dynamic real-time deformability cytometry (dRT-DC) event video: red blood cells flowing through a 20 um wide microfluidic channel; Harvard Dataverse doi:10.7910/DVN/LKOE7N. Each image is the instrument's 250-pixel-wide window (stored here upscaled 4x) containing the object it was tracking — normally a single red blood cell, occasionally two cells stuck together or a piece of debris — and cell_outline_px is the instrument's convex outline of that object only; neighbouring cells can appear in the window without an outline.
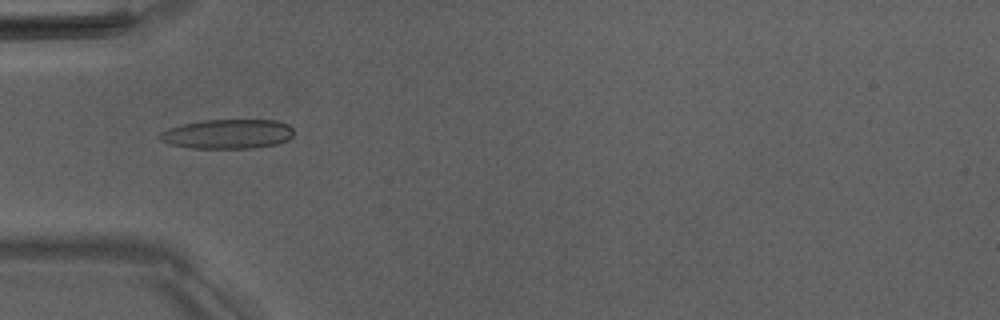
{"species": "Egyptian fruit bat (a non-hibernating species)", "species_latin": "Rousettus aegyptiacus", "temperature_condition": "room temperature", "stored_images_in_passage": 52, "camera_frame_rate_fps": 3000, "um_per_image_px": 0.085, "animal": {"sex": "male"}, "frame": {"image": 1, "passage_image": 17, "time_ms": 5.333, "image_size_px": [1000, 320], "cell_outline_px": [[292, 136], [288, 140], [276, 144], [252, 148], [192, 148], [168, 144], [160, 140], [156, 136], [160, 132], [168, 128], [184, 124], [204, 120], [276, 120], [288, 124], [292, 128]], "centroid_in_image_um": [19.32, 11.39], "position_along_channel_um": 65.7, "area_um2": 23.06}}
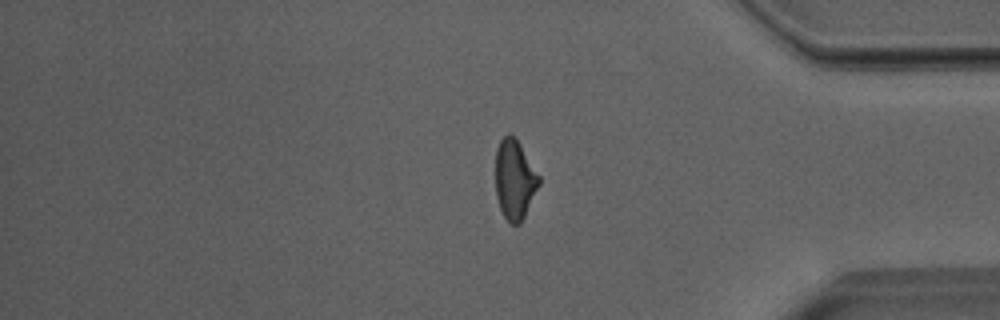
{"frame": {"image": 2, "passage_image": 43, "time_ms": 14.0, "image_size_px": [1000, 320], "cell_outline_px": [[540, 184], [520, 224], [508, 224], [500, 208], [496, 196], [496, 148], [500, 140], [508, 132], [520, 144], [540, 176]], "centroid_in_image_um": [43.74, 15.27], "position_along_channel_um": 391.5, "area_um2": 20.11}}
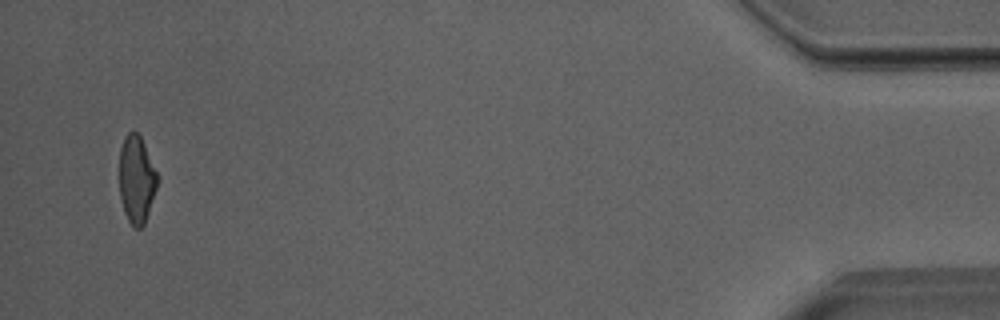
{"frame": {"image": 3, "passage_image": 50, "time_ms": 16.333, "image_size_px": [1000, 320], "cell_outline_px": [[160, 180], [144, 224], [140, 228], [136, 228], [128, 220], [124, 212], [120, 196], [120, 148], [124, 136], [128, 132], [136, 132], [140, 136], [144, 144]], "centroid_in_image_um": [11.61, 15.25], "position_along_channel_um": 423.6, "area_um2": 19.31}, "authors_computed_cell_mechanics": {"area_um2": 20.8947, "velocity_mm_per_s": 4.0272, "shape_relaxation_time_tau1_ms": 7.8745, "shape_relaxation_time_tau2_ms": 3.1807, "deformation_change_tau1": 0.2065, "deformation_change_tau2": 0.1303}}